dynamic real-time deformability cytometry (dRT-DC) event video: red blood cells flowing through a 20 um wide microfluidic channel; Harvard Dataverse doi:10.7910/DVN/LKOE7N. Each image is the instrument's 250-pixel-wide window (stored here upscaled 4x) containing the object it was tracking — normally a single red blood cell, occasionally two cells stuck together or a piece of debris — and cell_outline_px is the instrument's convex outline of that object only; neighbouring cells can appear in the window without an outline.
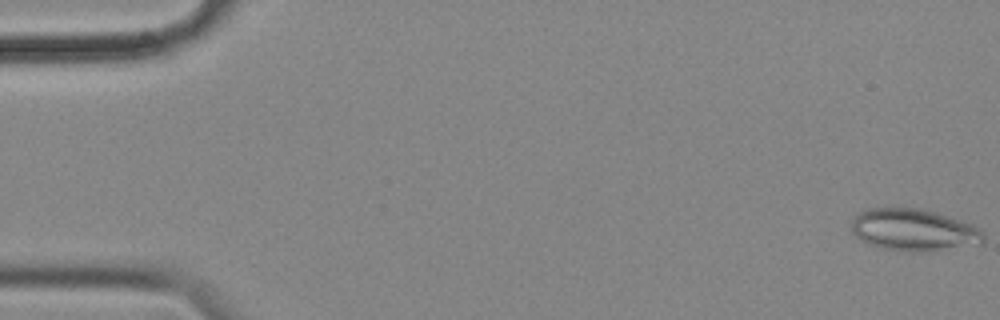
{"species": "common noctule bat (a hibernating species)", "species_latin": "Nyctalus noctula", "temperature_condition": "cold", "stored_images_in_passage": 56, "camera_frame_rate_fps": 3000, "um_per_image_px": 0.085, "animal": {"sex": "female", "body_mass_g": 18.4}, "frame": {"image": 1, "passage_image": 1, "time_ms": 0.0, "image_size_px": [1000, 320], "cell_outline_px": [[984, 244], [932, 252], [904, 252], [884, 248], [868, 244], [860, 240], [852, 232], [852, 220], [864, 208], [920, 208], [936, 212], [972, 224], [980, 228], [984, 232]], "centroid_in_image_um": [77.72, 19.57], "position_along_channel_um": 7.3, "area_um2": 32.95}}
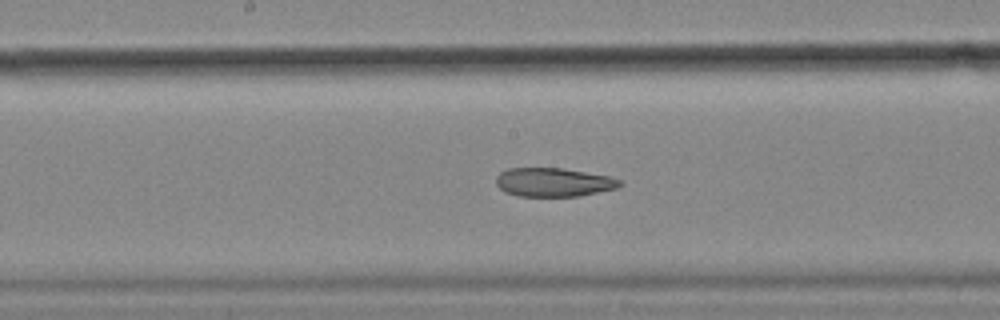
{"frame": {"image": 2, "passage_image": 29, "time_ms": 9.333, "image_size_px": [1000, 320], "cell_outline_px": [[624, 184], [616, 188], [580, 196], [516, 196], [504, 192], [496, 184], [496, 176], [500, 172], [508, 168], [564, 168], [608, 176], [624, 180]], "centroid_in_image_um": [47.06, 15.49], "position_along_channel_um": 201.1, "area_um2": 20.92}}
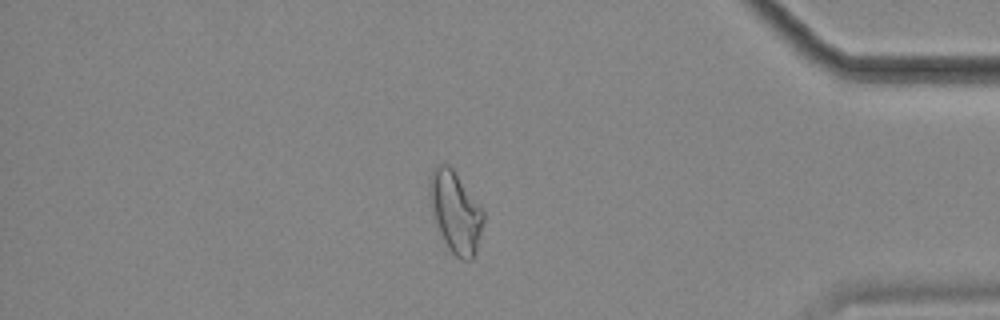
{"frame": {"image": 3, "passage_image": 48, "time_ms": 15.667, "image_size_px": [1000, 320], "cell_outline_px": [[484, 220], [476, 252], [472, 260], [460, 260], [448, 248], [432, 220], [428, 196], [428, 184], [432, 168], [440, 164], [448, 164], [452, 168], [484, 212]], "centroid_in_image_um": [38.66, 18.04], "position_along_channel_um": 396.5, "area_um2": 25.78}, "authors_computed_cell_mechanics": {"area_um2": 25.5476, "velocity_mm_per_s": 3.5859, "shape_relaxation_time_tau1_ms": null, "shape_relaxation_time_tau2_ms": 4.4291, "deformation_change_tau1": null, "deformation_change_tau2": 0.1226}}